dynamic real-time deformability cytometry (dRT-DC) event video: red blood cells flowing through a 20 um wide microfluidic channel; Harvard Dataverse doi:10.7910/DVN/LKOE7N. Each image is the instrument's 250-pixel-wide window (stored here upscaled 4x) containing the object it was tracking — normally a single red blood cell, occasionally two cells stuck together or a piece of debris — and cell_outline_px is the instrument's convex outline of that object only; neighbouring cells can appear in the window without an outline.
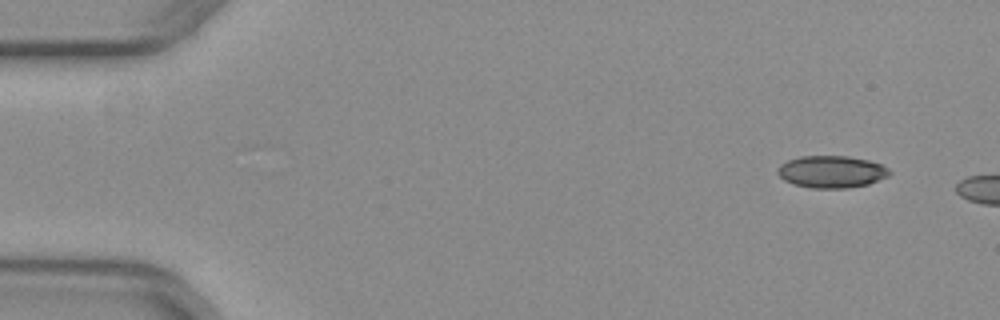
{"species": "common noctule bat (a hibernating species)", "species_latin": "Nyctalus noctula", "temperature_condition": "warm", "stored_images_in_passage": 5, "camera_frame_rate_fps": 3000, "um_per_image_px": 0.085, "animal": {"sex": "female", "body_mass_g": 29.2, "forearm_length_mm": 56.3}, "frame": {"image": 1, "passage_image": 1, "time_ms": 0.0, "image_size_px": [1000, 320], "cell_outline_px": [[892, 172], [888, 176], [868, 184], [848, 188], [812, 188], [796, 184], [784, 180], [776, 172], [776, 168], [780, 164], [788, 160], [800, 156], [848, 156], [868, 160], [880, 164], [888, 168]], "centroid_in_image_um": [70.67, 14.59], "position_along_channel_um": 14.3, "area_um2": 20.92}}